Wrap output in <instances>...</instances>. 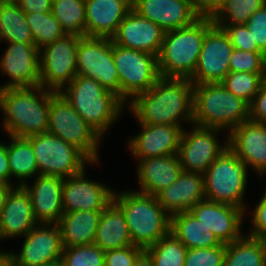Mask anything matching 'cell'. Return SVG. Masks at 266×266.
<instances>
[{"mask_svg": "<svg viewBox=\"0 0 266 266\" xmlns=\"http://www.w3.org/2000/svg\"><path fill=\"white\" fill-rule=\"evenodd\" d=\"M194 84L188 78L159 77L127 107L139 124L193 125Z\"/></svg>", "mask_w": 266, "mask_h": 266, "instance_id": "cell-1", "label": "cell"}, {"mask_svg": "<svg viewBox=\"0 0 266 266\" xmlns=\"http://www.w3.org/2000/svg\"><path fill=\"white\" fill-rule=\"evenodd\" d=\"M50 90L41 86L0 89L2 127L9 136L27 138L47 132Z\"/></svg>", "mask_w": 266, "mask_h": 266, "instance_id": "cell-2", "label": "cell"}, {"mask_svg": "<svg viewBox=\"0 0 266 266\" xmlns=\"http://www.w3.org/2000/svg\"><path fill=\"white\" fill-rule=\"evenodd\" d=\"M120 192L114 190L112 201L124 214L133 245L146 249L170 232L171 216L156 196L138 190Z\"/></svg>", "mask_w": 266, "mask_h": 266, "instance_id": "cell-3", "label": "cell"}, {"mask_svg": "<svg viewBox=\"0 0 266 266\" xmlns=\"http://www.w3.org/2000/svg\"><path fill=\"white\" fill-rule=\"evenodd\" d=\"M60 93L102 138L120 118L126 104L94 79L76 75Z\"/></svg>", "mask_w": 266, "mask_h": 266, "instance_id": "cell-4", "label": "cell"}, {"mask_svg": "<svg viewBox=\"0 0 266 266\" xmlns=\"http://www.w3.org/2000/svg\"><path fill=\"white\" fill-rule=\"evenodd\" d=\"M213 25L210 16H201L188 27L166 31L157 56L159 75L190 79L196 69L205 34Z\"/></svg>", "mask_w": 266, "mask_h": 266, "instance_id": "cell-5", "label": "cell"}, {"mask_svg": "<svg viewBox=\"0 0 266 266\" xmlns=\"http://www.w3.org/2000/svg\"><path fill=\"white\" fill-rule=\"evenodd\" d=\"M249 120V104L221 82L194 84L193 124L219 129L229 134Z\"/></svg>", "mask_w": 266, "mask_h": 266, "instance_id": "cell-6", "label": "cell"}, {"mask_svg": "<svg viewBox=\"0 0 266 266\" xmlns=\"http://www.w3.org/2000/svg\"><path fill=\"white\" fill-rule=\"evenodd\" d=\"M47 132L75 146L91 162L98 164L101 136L73 109L64 95L52 90Z\"/></svg>", "mask_w": 266, "mask_h": 266, "instance_id": "cell-7", "label": "cell"}, {"mask_svg": "<svg viewBox=\"0 0 266 266\" xmlns=\"http://www.w3.org/2000/svg\"><path fill=\"white\" fill-rule=\"evenodd\" d=\"M248 168L228 147L203 174L205 198L243 209Z\"/></svg>", "mask_w": 266, "mask_h": 266, "instance_id": "cell-8", "label": "cell"}, {"mask_svg": "<svg viewBox=\"0 0 266 266\" xmlns=\"http://www.w3.org/2000/svg\"><path fill=\"white\" fill-rule=\"evenodd\" d=\"M113 59L120 81V99L125 104L149 90L160 77L156 55L113 43Z\"/></svg>", "mask_w": 266, "mask_h": 266, "instance_id": "cell-9", "label": "cell"}, {"mask_svg": "<svg viewBox=\"0 0 266 266\" xmlns=\"http://www.w3.org/2000/svg\"><path fill=\"white\" fill-rule=\"evenodd\" d=\"M27 139L31 142L39 175L65 179L80 173L88 163L96 165L75 146L49 132L32 135Z\"/></svg>", "mask_w": 266, "mask_h": 266, "instance_id": "cell-10", "label": "cell"}, {"mask_svg": "<svg viewBox=\"0 0 266 266\" xmlns=\"http://www.w3.org/2000/svg\"><path fill=\"white\" fill-rule=\"evenodd\" d=\"M81 36L65 34L39 49L40 86L60 92L77 75V48Z\"/></svg>", "mask_w": 266, "mask_h": 266, "instance_id": "cell-11", "label": "cell"}, {"mask_svg": "<svg viewBox=\"0 0 266 266\" xmlns=\"http://www.w3.org/2000/svg\"><path fill=\"white\" fill-rule=\"evenodd\" d=\"M77 75L94 79L120 98L112 38L82 37L77 48Z\"/></svg>", "mask_w": 266, "mask_h": 266, "instance_id": "cell-12", "label": "cell"}, {"mask_svg": "<svg viewBox=\"0 0 266 266\" xmlns=\"http://www.w3.org/2000/svg\"><path fill=\"white\" fill-rule=\"evenodd\" d=\"M192 127L190 131L185 128L183 130L178 157L183 171L203 175L219 155L228 148V139L223 145L217 139V135L223 130L195 124Z\"/></svg>", "mask_w": 266, "mask_h": 266, "instance_id": "cell-13", "label": "cell"}, {"mask_svg": "<svg viewBox=\"0 0 266 266\" xmlns=\"http://www.w3.org/2000/svg\"><path fill=\"white\" fill-rule=\"evenodd\" d=\"M20 253H12L14 266L60 265L63 244L58 224L38 223L23 237Z\"/></svg>", "mask_w": 266, "mask_h": 266, "instance_id": "cell-14", "label": "cell"}, {"mask_svg": "<svg viewBox=\"0 0 266 266\" xmlns=\"http://www.w3.org/2000/svg\"><path fill=\"white\" fill-rule=\"evenodd\" d=\"M233 49L224 30L213 25L205 34L196 69L190 78L193 84L222 82L230 72Z\"/></svg>", "mask_w": 266, "mask_h": 266, "instance_id": "cell-15", "label": "cell"}, {"mask_svg": "<svg viewBox=\"0 0 266 266\" xmlns=\"http://www.w3.org/2000/svg\"><path fill=\"white\" fill-rule=\"evenodd\" d=\"M0 59V70L9 81L0 89L40 86L39 48L35 44L8 43Z\"/></svg>", "mask_w": 266, "mask_h": 266, "instance_id": "cell-16", "label": "cell"}, {"mask_svg": "<svg viewBox=\"0 0 266 266\" xmlns=\"http://www.w3.org/2000/svg\"><path fill=\"white\" fill-rule=\"evenodd\" d=\"M189 212L209 228L222 244H231L244 234L245 211L236 206L204 199Z\"/></svg>", "mask_w": 266, "mask_h": 266, "instance_id": "cell-17", "label": "cell"}, {"mask_svg": "<svg viewBox=\"0 0 266 266\" xmlns=\"http://www.w3.org/2000/svg\"><path fill=\"white\" fill-rule=\"evenodd\" d=\"M86 168L64 179V212L88 210L103 211L112 201L114 190L106 184L86 178Z\"/></svg>", "mask_w": 266, "mask_h": 266, "instance_id": "cell-18", "label": "cell"}, {"mask_svg": "<svg viewBox=\"0 0 266 266\" xmlns=\"http://www.w3.org/2000/svg\"><path fill=\"white\" fill-rule=\"evenodd\" d=\"M228 147L260 176L266 174V123L247 120L229 134Z\"/></svg>", "mask_w": 266, "mask_h": 266, "instance_id": "cell-19", "label": "cell"}, {"mask_svg": "<svg viewBox=\"0 0 266 266\" xmlns=\"http://www.w3.org/2000/svg\"><path fill=\"white\" fill-rule=\"evenodd\" d=\"M141 125L139 134L132 136L129 149L138 161L147 158L178 154V149L184 130L179 125Z\"/></svg>", "mask_w": 266, "mask_h": 266, "instance_id": "cell-20", "label": "cell"}, {"mask_svg": "<svg viewBox=\"0 0 266 266\" xmlns=\"http://www.w3.org/2000/svg\"><path fill=\"white\" fill-rule=\"evenodd\" d=\"M132 9L165 32L188 27L202 16L187 0H132Z\"/></svg>", "mask_w": 266, "mask_h": 266, "instance_id": "cell-21", "label": "cell"}, {"mask_svg": "<svg viewBox=\"0 0 266 266\" xmlns=\"http://www.w3.org/2000/svg\"><path fill=\"white\" fill-rule=\"evenodd\" d=\"M165 31L149 19L131 9L112 37L113 43L158 56Z\"/></svg>", "mask_w": 266, "mask_h": 266, "instance_id": "cell-22", "label": "cell"}, {"mask_svg": "<svg viewBox=\"0 0 266 266\" xmlns=\"http://www.w3.org/2000/svg\"><path fill=\"white\" fill-rule=\"evenodd\" d=\"M64 179L57 176L38 175L32 185H23L29 193L34 218L37 223L57 224L63 210Z\"/></svg>", "mask_w": 266, "mask_h": 266, "instance_id": "cell-23", "label": "cell"}, {"mask_svg": "<svg viewBox=\"0 0 266 266\" xmlns=\"http://www.w3.org/2000/svg\"><path fill=\"white\" fill-rule=\"evenodd\" d=\"M132 0H85L86 37L112 38Z\"/></svg>", "mask_w": 266, "mask_h": 266, "instance_id": "cell-24", "label": "cell"}, {"mask_svg": "<svg viewBox=\"0 0 266 266\" xmlns=\"http://www.w3.org/2000/svg\"><path fill=\"white\" fill-rule=\"evenodd\" d=\"M29 193L23 186L10 191L0 218V240L26 236L37 225Z\"/></svg>", "mask_w": 266, "mask_h": 266, "instance_id": "cell-25", "label": "cell"}, {"mask_svg": "<svg viewBox=\"0 0 266 266\" xmlns=\"http://www.w3.org/2000/svg\"><path fill=\"white\" fill-rule=\"evenodd\" d=\"M156 197L170 216L187 212L194 205L206 199L203 175L182 171L177 180Z\"/></svg>", "mask_w": 266, "mask_h": 266, "instance_id": "cell-26", "label": "cell"}, {"mask_svg": "<svg viewBox=\"0 0 266 266\" xmlns=\"http://www.w3.org/2000/svg\"><path fill=\"white\" fill-rule=\"evenodd\" d=\"M138 163V192L153 196L175 182L183 171L178 154L142 159Z\"/></svg>", "mask_w": 266, "mask_h": 266, "instance_id": "cell-27", "label": "cell"}, {"mask_svg": "<svg viewBox=\"0 0 266 266\" xmlns=\"http://www.w3.org/2000/svg\"><path fill=\"white\" fill-rule=\"evenodd\" d=\"M93 244L104 252L133 245L124 214L113 201L101 213Z\"/></svg>", "mask_w": 266, "mask_h": 266, "instance_id": "cell-28", "label": "cell"}, {"mask_svg": "<svg viewBox=\"0 0 266 266\" xmlns=\"http://www.w3.org/2000/svg\"><path fill=\"white\" fill-rule=\"evenodd\" d=\"M102 211L64 212L58 221L63 247L93 244Z\"/></svg>", "mask_w": 266, "mask_h": 266, "instance_id": "cell-29", "label": "cell"}, {"mask_svg": "<svg viewBox=\"0 0 266 266\" xmlns=\"http://www.w3.org/2000/svg\"><path fill=\"white\" fill-rule=\"evenodd\" d=\"M172 232L187 248H210L222 244L215 234L189 211L171 216Z\"/></svg>", "mask_w": 266, "mask_h": 266, "instance_id": "cell-30", "label": "cell"}, {"mask_svg": "<svg viewBox=\"0 0 266 266\" xmlns=\"http://www.w3.org/2000/svg\"><path fill=\"white\" fill-rule=\"evenodd\" d=\"M223 266H266V239L243 235L227 244Z\"/></svg>", "mask_w": 266, "mask_h": 266, "instance_id": "cell-31", "label": "cell"}, {"mask_svg": "<svg viewBox=\"0 0 266 266\" xmlns=\"http://www.w3.org/2000/svg\"><path fill=\"white\" fill-rule=\"evenodd\" d=\"M8 162L11 178L17 179L18 186H23L28 178L39 175L34 151L27 138L10 136Z\"/></svg>", "mask_w": 266, "mask_h": 266, "instance_id": "cell-32", "label": "cell"}, {"mask_svg": "<svg viewBox=\"0 0 266 266\" xmlns=\"http://www.w3.org/2000/svg\"><path fill=\"white\" fill-rule=\"evenodd\" d=\"M35 44L25 13L17 3L0 4V42Z\"/></svg>", "mask_w": 266, "mask_h": 266, "instance_id": "cell-33", "label": "cell"}, {"mask_svg": "<svg viewBox=\"0 0 266 266\" xmlns=\"http://www.w3.org/2000/svg\"><path fill=\"white\" fill-rule=\"evenodd\" d=\"M51 13L66 34L85 36V0H53Z\"/></svg>", "mask_w": 266, "mask_h": 266, "instance_id": "cell-34", "label": "cell"}, {"mask_svg": "<svg viewBox=\"0 0 266 266\" xmlns=\"http://www.w3.org/2000/svg\"><path fill=\"white\" fill-rule=\"evenodd\" d=\"M266 0H224L210 15L214 25L245 24Z\"/></svg>", "mask_w": 266, "mask_h": 266, "instance_id": "cell-35", "label": "cell"}, {"mask_svg": "<svg viewBox=\"0 0 266 266\" xmlns=\"http://www.w3.org/2000/svg\"><path fill=\"white\" fill-rule=\"evenodd\" d=\"M145 250L152 257L155 266H184L188 251L172 232Z\"/></svg>", "mask_w": 266, "mask_h": 266, "instance_id": "cell-36", "label": "cell"}, {"mask_svg": "<svg viewBox=\"0 0 266 266\" xmlns=\"http://www.w3.org/2000/svg\"><path fill=\"white\" fill-rule=\"evenodd\" d=\"M27 24L31 30L35 45L41 47L62 38L66 33L59 21L49 13H25Z\"/></svg>", "mask_w": 266, "mask_h": 266, "instance_id": "cell-37", "label": "cell"}, {"mask_svg": "<svg viewBox=\"0 0 266 266\" xmlns=\"http://www.w3.org/2000/svg\"><path fill=\"white\" fill-rule=\"evenodd\" d=\"M263 77L264 73L229 72L221 83L250 105L263 85Z\"/></svg>", "mask_w": 266, "mask_h": 266, "instance_id": "cell-38", "label": "cell"}, {"mask_svg": "<svg viewBox=\"0 0 266 266\" xmlns=\"http://www.w3.org/2000/svg\"><path fill=\"white\" fill-rule=\"evenodd\" d=\"M59 266H104V251L95 244L64 247Z\"/></svg>", "mask_w": 266, "mask_h": 266, "instance_id": "cell-39", "label": "cell"}, {"mask_svg": "<svg viewBox=\"0 0 266 266\" xmlns=\"http://www.w3.org/2000/svg\"><path fill=\"white\" fill-rule=\"evenodd\" d=\"M229 65L230 72L264 73L266 56L262 52H248L234 48Z\"/></svg>", "mask_w": 266, "mask_h": 266, "instance_id": "cell-40", "label": "cell"}, {"mask_svg": "<svg viewBox=\"0 0 266 266\" xmlns=\"http://www.w3.org/2000/svg\"><path fill=\"white\" fill-rule=\"evenodd\" d=\"M226 244L188 249L184 266H223Z\"/></svg>", "mask_w": 266, "mask_h": 266, "instance_id": "cell-41", "label": "cell"}, {"mask_svg": "<svg viewBox=\"0 0 266 266\" xmlns=\"http://www.w3.org/2000/svg\"><path fill=\"white\" fill-rule=\"evenodd\" d=\"M222 28L228 35L230 43L235 49L248 52H261L257 44H253L251 33L245 24L215 25Z\"/></svg>", "mask_w": 266, "mask_h": 266, "instance_id": "cell-42", "label": "cell"}, {"mask_svg": "<svg viewBox=\"0 0 266 266\" xmlns=\"http://www.w3.org/2000/svg\"><path fill=\"white\" fill-rule=\"evenodd\" d=\"M144 250L135 245L107 250L104 252V266H134L137 257Z\"/></svg>", "mask_w": 266, "mask_h": 266, "instance_id": "cell-43", "label": "cell"}, {"mask_svg": "<svg viewBox=\"0 0 266 266\" xmlns=\"http://www.w3.org/2000/svg\"><path fill=\"white\" fill-rule=\"evenodd\" d=\"M251 33L253 44L266 56V4L245 23Z\"/></svg>", "mask_w": 266, "mask_h": 266, "instance_id": "cell-44", "label": "cell"}, {"mask_svg": "<svg viewBox=\"0 0 266 266\" xmlns=\"http://www.w3.org/2000/svg\"><path fill=\"white\" fill-rule=\"evenodd\" d=\"M249 212L250 215L252 214V219H250L252 228L247 235L254 238L266 239V191H264L255 209Z\"/></svg>", "mask_w": 266, "mask_h": 266, "instance_id": "cell-45", "label": "cell"}, {"mask_svg": "<svg viewBox=\"0 0 266 266\" xmlns=\"http://www.w3.org/2000/svg\"><path fill=\"white\" fill-rule=\"evenodd\" d=\"M249 120L266 123V86L264 84L249 105Z\"/></svg>", "mask_w": 266, "mask_h": 266, "instance_id": "cell-46", "label": "cell"}, {"mask_svg": "<svg viewBox=\"0 0 266 266\" xmlns=\"http://www.w3.org/2000/svg\"><path fill=\"white\" fill-rule=\"evenodd\" d=\"M53 0H18L17 4L24 13H49Z\"/></svg>", "mask_w": 266, "mask_h": 266, "instance_id": "cell-47", "label": "cell"}, {"mask_svg": "<svg viewBox=\"0 0 266 266\" xmlns=\"http://www.w3.org/2000/svg\"><path fill=\"white\" fill-rule=\"evenodd\" d=\"M0 182L12 183L8 162V143L4 141L0 142Z\"/></svg>", "mask_w": 266, "mask_h": 266, "instance_id": "cell-48", "label": "cell"}, {"mask_svg": "<svg viewBox=\"0 0 266 266\" xmlns=\"http://www.w3.org/2000/svg\"><path fill=\"white\" fill-rule=\"evenodd\" d=\"M14 184L0 182V218L2 210L5 206L6 199L10 191L14 188Z\"/></svg>", "mask_w": 266, "mask_h": 266, "instance_id": "cell-49", "label": "cell"}, {"mask_svg": "<svg viewBox=\"0 0 266 266\" xmlns=\"http://www.w3.org/2000/svg\"><path fill=\"white\" fill-rule=\"evenodd\" d=\"M134 266H155L150 254L144 250L138 257Z\"/></svg>", "mask_w": 266, "mask_h": 266, "instance_id": "cell-50", "label": "cell"}, {"mask_svg": "<svg viewBox=\"0 0 266 266\" xmlns=\"http://www.w3.org/2000/svg\"><path fill=\"white\" fill-rule=\"evenodd\" d=\"M0 266H14L11 252H6L0 249Z\"/></svg>", "mask_w": 266, "mask_h": 266, "instance_id": "cell-51", "label": "cell"}, {"mask_svg": "<svg viewBox=\"0 0 266 266\" xmlns=\"http://www.w3.org/2000/svg\"><path fill=\"white\" fill-rule=\"evenodd\" d=\"M202 16H206V0H187Z\"/></svg>", "mask_w": 266, "mask_h": 266, "instance_id": "cell-52", "label": "cell"}, {"mask_svg": "<svg viewBox=\"0 0 266 266\" xmlns=\"http://www.w3.org/2000/svg\"><path fill=\"white\" fill-rule=\"evenodd\" d=\"M224 0H206V16H210Z\"/></svg>", "mask_w": 266, "mask_h": 266, "instance_id": "cell-53", "label": "cell"}, {"mask_svg": "<svg viewBox=\"0 0 266 266\" xmlns=\"http://www.w3.org/2000/svg\"><path fill=\"white\" fill-rule=\"evenodd\" d=\"M18 0H0V4L17 3Z\"/></svg>", "mask_w": 266, "mask_h": 266, "instance_id": "cell-54", "label": "cell"}, {"mask_svg": "<svg viewBox=\"0 0 266 266\" xmlns=\"http://www.w3.org/2000/svg\"><path fill=\"white\" fill-rule=\"evenodd\" d=\"M263 84L266 86V67H265V72H264V77H263Z\"/></svg>", "mask_w": 266, "mask_h": 266, "instance_id": "cell-55", "label": "cell"}]
</instances>
